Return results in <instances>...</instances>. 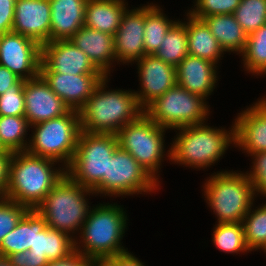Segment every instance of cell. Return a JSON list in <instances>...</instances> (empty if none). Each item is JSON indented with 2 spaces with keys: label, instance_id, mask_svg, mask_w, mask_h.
Segmentation results:
<instances>
[{
  "label": "cell",
  "instance_id": "cell-1",
  "mask_svg": "<svg viewBox=\"0 0 266 266\" xmlns=\"http://www.w3.org/2000/svg\"><path fill=\"white\" fill-rule=\"evenodd\" d=\"M55 163L27 151L12 153L4 198L36 209L66 173L65 168H53Z\"/></svg>",
  "mask_w": 266,
  "mask_h": 266
},
{
  "label": "cell",
  "instance_id": "cell-2",
  "mask_svg": "<svg viewBox=\"0 0 266 266\" xmlns=\"http://www.w3.org/2000/svg\"><path fill=\"white\" fill-rule=\"evenodd\" d=\"M107 82L108 77H104L79 110L81 131L117 134L124 125L136 121L145 112L134 91H108Z\"/></svg>",
  "mask_w": 266,
  "mask_h": 266
},
{
  "label": "cell",
  "instance_id": "cell-3",
  "mask_svg": "<svg viewBox=\"0 0 266 266\" xmlns=\"http://www.w3.org/2000/svg\"><path fill=\"white\" fill-rule=\"evenodd\" d=\"M106 204L90 209L79 232L81 241L75 239V250L92 260L128 252L121 246L127 226V215L120 205Z\"/></svg>",
  "mask_w": 266,
  "mask_h": 266
},
{
  "label": "cell",
  "instance_id": "cell-4",
  "mask_svg": "<svg viewBox=\"0 0 266 266\" xmlns=\"http://www.w3.org/2000/svg\"><path fill=\"white\" fill-rule=\"evenodd\" d=\"M231 127L227 131L202 123L177 128L180 131L167 151V156L175 164L207 169L225 154L229 144H235V124Z\"/></svg>",
  "mask_w": 266,
  "mask_h": 266
},
{
  "label": "cell",
  "instance_id": "cell-5",
  "mask_svg": "<svg viewBox=\"0 0 266 266\" xmlns=\"http://www.w3.org/2000/svg\"><path fill=\"white\" fill-rule=\"evenodd\" d=\"M90 193L95 194L65 173L36 210L45 218L48 227L73 237L72 233L79 232L88 217L91 207L85 196Z\"/></svg>",
  "mask_w": 266,
  "mask_h": 266
},
{
  "label": "cell",
  "instance_id": "cell-6",
  "mask_svg": "<svg viewBox=\"0 0 266 266\" xmlns=\"http://www.w3.org/2000/svg\"><path fill=\"white\" fill-rule=\"evenodd\" d=\"M204 189L205 200L218 223H242L257 196L249 177L235 171L214 173Z\"/></svg>",
  "mask_w": 266,
  "mask_h": 266
},
{
  "label": "cell",
  "instance_id": "cell-7",
  "mask_svg": "<svg viewBox=\"0 0 266 266\" xmlns=\"http://www.w3.org/2000/svg\"><path fill=\"white\" fill-rule=\"evenodd\" d=\"M31 126L35 131L26 151L62 162L66 169L73 159L81 132L79 111L70 109L62 116Z\"/></svg>",
  "mask_w": 266,
  "mask_h": 266
},
{
  "label": "cell",
  "instance_id": "cell-8",
  "mask_svg": "<svg viewBox=\"0 0 266 266\" xmlns=\"http://www.w3.org/2000/svg\"><path fill=\"white\" fill-rule=\"evenodd\" d=\"M119 146L116 134L80 132L73 159L66 174L93 190L107 175L108 160Z\"/></svg>",
  "mask_w": 266,
  "mask_h": 266
},
{
  "label": "cell",
  "instance_id": "cell-9",
  "mask_svg": "<svg viewBox=\"0 0 266 266\" xmlns=\"http://www.w3.org/2000/svg\"><path fill=\"white\" fill-rule=\"evenodd\" d=\"M206 99L175 85L152 102L145 113L160 127L177 129L202 124L209 116Z\"/></svg>",
  "mask_w": 266,
  "mask_h": 266
},
{
  "label": "cell",
  "instance_id": "cell-10",
  "mask_svg": "<svg viewBox=\"0 0 266 266\" xmlns=\"http://www.w3.org/2000/svg\"><path fill=\"white\" fill-rule=\"evenodd\" d=\"M165 130L167 129L157 125L144 112L136 121L124 125L116 134L119 146L129 152L157 181V173L165 155Z\"/></svg>",
  "mask_w": 266,
  "mask_h": 266
},
{
  "label": "cell",
  "instance_id": "cell-11",
  "mask_svg": "<svg viewBox=\"0 0 266 266\" xmlns=\"http://www.w3.org/2000/svg\"><path fill=\"white\" fill-rule=\"evenodd\" d=\"M159 186L137 160L118 146L108 160L107 175L93 189L95 194L107 196H123L151 193Z\"/></svg>",
  "mask_w": 266,
  "mask_h": 266
},
{
  "label": "cell",
  "instance_id": "cell-12",
  "mask_svg": "<svg viewBox=\"0 0 266 266\" xmlns=\"http://www.w3.org/2000/svg\"><path fill=\"white\" fill-rule=\"evenodd\" d=\"M0 65L19 78L30 80L40 75L41 45L13 31L0 35Z\"/></svg>",
  "mask_w": 266,
  "mask_h": 266
},
{
  "label": "cell",
  "instance_id": "cell-13",
  "mask_svg": "<svg viewBox=\"0 0 266 266\" xmlns=\"http://www.w3.org/2000/svg\"><path fill=\"white\" fill-rule=\"evenodd\" d=\"M40 73L102 74L71 40L51 41L41 45Z\"/></svg>",
  "mask_w": 266,
  "mask_h": 266
},
{
  "label": "cell",
  "instance_id": "cell-14",
  "mask_svg": "<svg viewBox=\"0 0 266 266\" xmlns=\"http://www.w3.org/2000/svg\"><path fill=\"white\" fill-rule=\"evenodd\" d=\"M137 62L141 90L134 91L145 110L152 102L177 84L176 68L155 55H144Z\"/></svg>",
  "mask_w": 266,
  "mask_h": 266
},
{
  "label": "cell",
  "instance_id": "cell-15",
  "mask_svg": "<svg viewBox=\"0 0 266 266\" xmlns=\"http://www.w3.org/2000/svg\"><path fill=\"white\" fill-rule=\"evenodd\" d=\"M24 105V116L30 126L62 116L70 110L41 75L25 80Z\"/></svg>",
  "mask_w": 266,
  "mask_h": 266
},
{
  "label": "cell",
  "instance_id": "cell-16",
  "mask_svg": "<svg viewBox=\"0 0 266 266\" xmlns=\"http://www.w3.org/2000/svg\"><path fill=\"white\" fill-rule=\"evenodd\" d=\"M51 5L49 0H16L12 31L40 45L50 42Z\"/></svg>",
  "mask_w": 266,
  "mask_h": 266
},
{
  "label": "cell",
  "instance_id": "cell-17",
  "mask_svg": "<svg viewBox=\"0 0 266 266\" xmlns=\"http://www.w3.org/2000/svg\"><path fill=\"white\" fill-rule=\"evenodd\" d=\"M145 6L125 11L118 30L114 34L116 61H138L144 51Z\"/></svg>",
  "mask_w": 266,
  "mask_h": 266
},
{
  "label": "cell",
  "instance_id": "cell-18",
  "mask_svg": "<svg viewBox=\"0 0 266 266\" xmlns=\"http://www.w3.org/2000/svg\"><path fill=\"white\" fill-rule=\"evenodd\" d=\"M51 90L71 110L79 111L104 79L103 74H59L40 73Z\"/></svg>",
  "mask_w": 266,
  "mask_h": 266
},
{
  "label": "cell",
  "instance_id": "cell-19",
  "mask_svg": "<svg viewBox=\"0 0 266 266\" xmlns=\"http://www.w3.org/2000/svg\"><path fill=\"white\" fill-rule=\"evenodd\" d=\"M234 124V147L239 146L248 155L266 152V98L238 113Z\"/></svg>",
  "mask_w": 266,
  "mask_h": 266
},
{
  "label": "cell",
  "instance_id": "cell-20",
  "mask_svg": "<svg viewBox=\"0 0 266 266\" xmlns=\"http://www.w3.org/2000/svg\"><path fill=\"white\" fill-rule=\"evenodd\" d=\"M175 68L177 85L207 100L218 81L216 64L187 55Z\"/></svg>",
  "mask_w": 266,
  "mask_h": 266
},
{
  "label": "cell",
  "instance_id": "cell-21",
  "mask_svg": "<svg viewBox=\"0 0 266 266\" xmlns=\"http://www.w3.org/2000/svg\"><path fill=\"white\" fill-rule=\"evenodd\" d=\"M105 76L115 62L114 36L89 27H81L70 39Z\"/></svg>",
  "mask_w": 266,
  "mask_h": 266
},
{
  "label": "cell",
  "instance_id": "cell-22",
  "mask_svg": "<svg viewBox=\"0 0 266 266\" xmlns=\"http://www.w3.org/2000/svg\"><path fill=\"white\" fill-rule=\"evenodd\" d=\"M51 5L50 42L70 40L84 26L87 0H49Z\"/></svg>",
  "mask_w": 266,
  "mask_h": 266
},
{
  "label": "cell",
  "instance_id": "cell-23",
  "mask_svg": "<svg viewBox=\"0 0 266 266\" xmlns=\"http://www.w3.org/2000/svg\"><path fill=\"white\" fill-rule=\"evenodd\" d=\"M75 250V238L47 226L45 218L35 209V240L32 255L46 256L48 261L62 259Z\"/></svg>",
  "mask_w": 266,
  "mask_h": 266
},
{
  "label": "cell",
  "instance_id": "cell-24",
  "mask_svg": "<svg viewBox=\"0 0 266 266\" xmlns=\"http://www.w3.org/2000/svg\"><path fill=\"white\" fill-rule=\"evenodd\" d=\"M125 0H87L84 26L113 35L127 10Z\"/></svg>",
  "mask_w": 266,
  "mask_h": 266
},
{
  "label": "cell",
  "instance_id": "cell-25",
  "mask_svg": "<svg viewBox=\"0 0 266 266\" xmlns=\"http://www.w3.org/2000/svg\"><path fill=\"white\" fill-rule=\"evenodd\" d=\"M186 31L188 39V55L218 64L224 50L213 36L202 19L187 13Z\"/></svg>",
  "mask_w": 266,
  "mask_h": 266
},
{
  "label": "cell",
  "instance_id": "cell-26",
  "mask_svg": "<svg viewBox=\"0 0 266 266\" xmlns=\"http://www.w3.org/2000/svg\"><path fill=\"white\" fill-rule=\"evenodd\" d=\"M202 20L217 39L224 52L242 54L247 44V34L233 14L211 15Z\"/></svg>",
  "mask_w": 266,
  "mask_h": 266
},
{
  "label": "cell",
  "instance_id": "cell-27",
  "mask_svg": "<svg viewBox=\"0 0 266 266\" xmlns=\"http://www.w3.org/2000/svg\"><path fill=\"white\" fill-rule=\"evenodd\" d=\"M35 240V209L28 210L17 226L0 243V256L30 250Z\"/></svg>",
  "mask_w": 266,
  "mask_h": 266
},
{
  "label": "cell",
  "instance_id": "cell-28",
  "mask_svg": "<svg viewBox=\"0 0 266 266\" xmlns=\"http://www.w3.org/2000/svg\"><path fill=\"white\" fill-rule=\"evenodd\" d=\"M176 22L169 20L156 4L145 5L144 51L155 55L170 27Z\"/></svg>",
  "mask_w": 266,
  "mask_h": 266
},
{
  "label": "cell",
  "instance_id": "cell-29",
  "mask_svg": "<svg viewBox=\"0 0 266 266\" xmlns=\"http://www.w3.org/2000/svg\"><path fill=\"white\" fill-rule=\"evenodd\" d=\"M162 41L155 56L176 67L188 55L186 21H176Z\"/></svg>",
  "mask_w": 266,
  "mask_h": 266
},
{
  "label": "cell",
  "instance_id": "cell-30",
  "mask_svg": "<svg viewBox=\"0 0 266 266\" xmlns=\"http://www.w3.org/2000/svg\"><path fill=\"white\" fill-rule=\"evenodd\" d=\"M30 127L25 116H0V144L11 153L26 151L29 142L25 138Z\"/></svg>",
  "mask_w": 266,
  "mask_h": 266
},
{
  "label": "cell",
  "instance_id": "cell-31",
  "mask_svg": "<svg viewBox=\"0 0 266 266\" xmlns=\"http://www.w3.org/2000/svg\"><path fill=\"white\" fill-rule=\"evenodd\" d=\"M241 55L248 73L266 74V24L247 36V44Z\"/></svg>",
  "mask_w": 266,
  "mask_h": 266
},
{
  "label": "cell",
  "instance_id": "cell-32",
  "mask_svg": "<svg viewBox=\"0 0 266 266\" xmlns=\"http://www.w3.org/2000/svg\"><path fill=\"white\" fill-rule=\"evenodd\" d=\"M213 243L226 253L249 252L242 223H217L213 231Z\"/></svg>",
  "mask_w": 266,
  "mask_h": 266
},
{
  "label": "cell",
  "instance_id": "cell-33",
  "mask_svg": "<svg viewBox=\"0 0 266 266\" xmlns=\"http://www.w3.org/2000/svg\"><path fill=\"white\" fill-rule=\"evenodd\" d=\"M256 208L250 209L242 221L246 244L250 251L262 249L266 244V203Z\"/></svg>",
  "mask_w": 266,
  "mask_h": 266
},
{
  "label": "cell",
  "instance_id": "cell-34",
  "mask_svg": "<svg viewBox=\"0 0 266 266\" xmlns=\"http://www.w3.org/2000/svg\"><path fill=\"white\" fill-rule=\"evenodd\" d=\"M233 15L249 35L266 24V0H241Z\"/></svg>",
  "mask_w": 266,
  "mask_h": 266
},
{
  "label": "cell",
  "instance_id": "cell-35",
  "mask_svg": "<svg viewBox=\"0 0 266 266\" xmlns=\"http://www.w3.org/2000/svg\"><path fill=\"white\" fill-rule=\"evenodd\" d=\"M24 79L5 90L0 95V116H24Z\"/></svg>",
  "mask_w": 266,
  "mask_h": 266
},
{
  "label": "cell",
  "instance_id": "cell-36",
  "mask_svg": "<svg viewBox=\"0 0 266 266\" xmlns=\"http://www.w3.org/2000/svg\"><path fill=\"white\" fill-rule=\"evenodd\" d=\"M28 210L17 202L0 198V243L17 226Z\"/></svg>",
  "mask_w": 266,
  "mask_h": 266
},
{
  "label": "cell",
  "instance_id": "cell-37",
  "mask_svg": "<svg viewBox=\"0 0 266 266\" xmlns=\"http://www.w3.org/2000/svg\"><path fill=\"white\" fill-rule=\"evenodd\" d=\"M192 11L193 17L202 19L211 15L233 14L241 0H195Z\"/></svg>",
  "mask_w": 266,
  "mask_h": 266
},
{
  "label": "cell",
  "instance_id": "cell-38",
  "mask_svg": "<svg viewBox=\"0 0 266 266\" xmlns=\"http://www.w3.org/2000/svg\"><path fill=\"white\" fill-rule=\"evenodd\" d=\"M253 156L252 171L246 173L251 181L255 194H261L263 197L266 196V152H259L251 154Z\"/></svg>",
  "mask_w": 266,
  "mask_h": 266
},
{
  "label": "cell",
  "instance_id": "cell-39",
  "mask_svg": "<svg viewBox=\"0 0 266 266\" xmlns=\"http://www.w3.org/2000/svg\"><path fill=\"white\" fill-rule=\"evenodd\" d=\"M7 258L13 266H47L49 263L46 256L32 255L29 250L11 254Z\"/></svg>",
  "mask_w": 266,
  "mask_h": 266
},
{
  "label": "cell",
  "instance_id": "cell-40",
  "mask_svg": "<svg viewBox=\"0 0 266 266\" xmlns=\"http://www.w3.org/2000/svg\"><path fill=\"white\" fill-rule=\"evenodd\" d=\"M16 0H0V35L11 32Z\"/></svg>",
  "mask_w": 266,
  "mask_h": 266
},
{
  "label": "cell",
  "instance_id": "cell-41",
  "mask_svg": "<svg viewBox=\"0 0 266 266\" xmlns=\"http://www.w3.org/2000/svg\"><path fill=\"white\" fill-rule=\"evenodd\" d=\"M91 264L92 259L74 250L62 259L49 261L47 266H91Z\"/></svg>",
  "mask_w": 266,
  "mask_h": 266
},
{
  "label": "cell",
  "instance_id": "cell-42",
  "mask_svg": "<svg viewBox=\"0 0 266 266\" xmlns=\"http://www.w3.org/2000/svg\"><path fill=\"white\" fill-rule=\"evenodd\" d=\"M11 154V152L0 153V198H4L7 188Z\"/></svg>",
  "mask_w": 266,
  "mask_h": 266
},
{
  "label": "cell",
  "instance_id": "cell-43",
  "mask_svg": "<svg viewBox=\"0 0 266 266\" xmlns=\"http://www.w3.org/2000/svg\"><path fill=\"white\" fill-rule=\"evenodd\" d=\"M20 79L9 69L0 65V95L4 94L5 90L15 85Z\"/></svg>",
  "mask_w": 266,
  "mask_h": 266
},
{
  "label": "cell",
  "instance_id": "cell-44",
  "mask_svg": "<svg viewBox=\"0 0 266 266\" xmlns=\"http://www.w3.org/2000/svg\"><path fill=\"white\" fill-rule=\"evenodd\" d=\"M116 266H145L131 252L119 254L109 258Z\"/></svg>",
  "mask_w": 266,
  "mask_h": 266
},
{
  "label": "cell",
  "instance_id": "cell-45",
  "mask_svg": "<svg viewBox=\"0 0 266 266\" xmlns=\"http://www.w3.org/2000/svg\"><path fill=\"white\" fill-rule=\"evenodd\" d=\"M91 266H116L109 258L93 259Z\"/></svg>",
  "mask_w": 266,
  "mask_h": 266
},
{
  "label": "cell",
  "instance_id": "cell-46",
  "mask_svg": "<svg viewBox=\"0 0 266 266\" xmlns=\"http://www.w3.org/2000/svg\"><path fill=\"white\" fill-rule=\"evenodd\" d=\"M0 266H13L7 257L0 256Z\"/></svg>",
  "mask_w": 266,
  "mask_h": 266
},
{
  "label": "cell",
  "instance_id": "cell-47",
  "mask_svg": "<svg viewBox=\"0 0 266 266\" xmlns=\"http://www.w3.org/2000/svg\"><path fill=\"white\" fill-rule=\"evenodd\" d=\"M2 152H9V151L5 150V149L2 147V145L0 144V153H2Z\"/></svg>",
  "mask_w": 266,
  "mask_h": 266
},
{
  "label": "cell",
  "instance_id": "cell-48",
  "mask_svg": "<svg viewBox=\"0 0 266 266\" xmlns=\"http://www.w3.org/2000/svg\"><path fill=\"white\" fill-rule=\"evenodd\" d=\"M262 250H264L263 252L266 253V244L262 247Z\"/></svg>",
  "mask_w": 266,
  "mask_h": 266
}]
</instances>
